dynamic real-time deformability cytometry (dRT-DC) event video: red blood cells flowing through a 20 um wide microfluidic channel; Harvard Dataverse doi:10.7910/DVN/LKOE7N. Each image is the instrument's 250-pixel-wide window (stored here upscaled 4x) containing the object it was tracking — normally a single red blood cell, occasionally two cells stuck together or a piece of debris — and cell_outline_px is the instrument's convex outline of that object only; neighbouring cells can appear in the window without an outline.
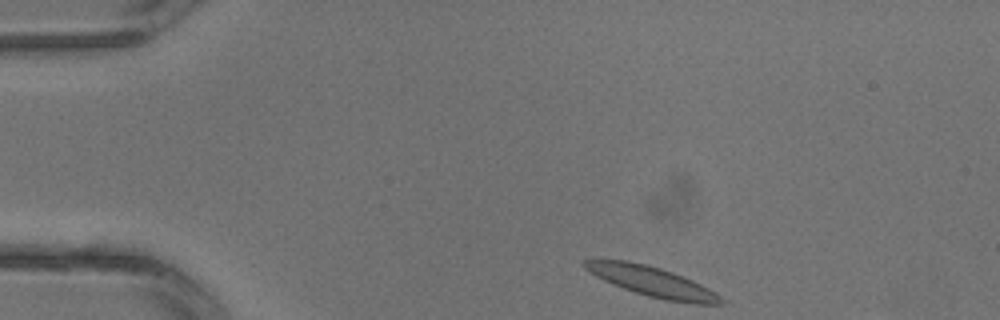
{"species": "common noctule bat (a hibernating species)", "species_latin": "Nyctalus noctula", "temperature_condition": "warm", "stored_images_in_passage": 2, "camera_frame_rate_fps": 3000, "um_per_image_px": 0.085, "animal": {"sex": "male", "body_mass_g": 13.3}, "frame": {"image": 1, "passage_image": 1, "time_ms": 0.0, "image_size_px": [1000, 320], "cell_outline_px": [[724, 304], [696, 304], [664, 300], [648, 296], [612, 284], [596, 276], [584, 268], [580, 264], [580, 260], [628, 260], [660, 268], [672, 272], [692, 280], [716, 292], [724, 300]], "centroid_in_image_um": [55.42, 23.93], "position_along_channel_um": 29.6, "area_um2": 23.64}}